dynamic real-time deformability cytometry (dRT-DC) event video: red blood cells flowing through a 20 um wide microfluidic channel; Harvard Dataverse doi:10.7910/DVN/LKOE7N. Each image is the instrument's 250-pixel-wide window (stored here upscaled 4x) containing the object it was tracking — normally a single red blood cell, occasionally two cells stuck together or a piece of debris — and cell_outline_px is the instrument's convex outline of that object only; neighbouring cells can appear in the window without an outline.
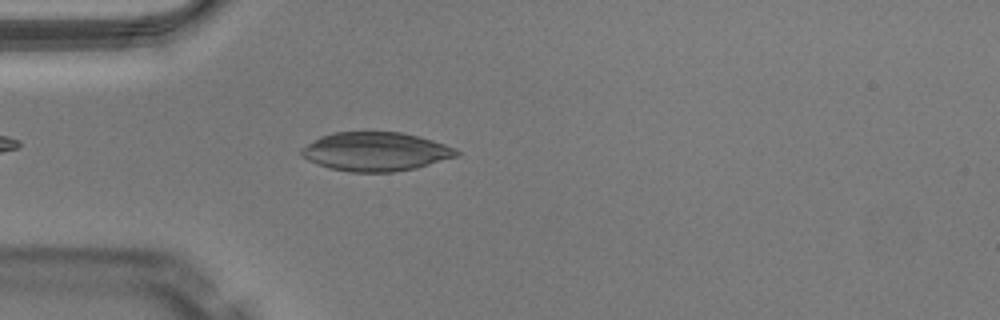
{"species": "Egyptian fruit bat (a non-hibernating species)", "species_latin": "Rousettus aegyptiacus", "temperature_condition": "warm", "stored_images_in_passage": 42, "camera_frame_rate_fps": 3000, "um_per_image_px": 0.085, "animal": {"sex": "male"}, "frame": {"image": 1, "passage_image": 7, "time_ms": 2.0, "image_size_px": [1000, 320], "cell_outline_px": [[460, 156], [416, 168], [392, 172], [348, 172], [328, 168], [308, 160], [300, 156], [300, 148], [320, 136], [332, 132], [400, 132], [432, 140], [456, 148], [460, 152]], "centroid_in_image_um": [31.91, 12.89], "position_along_channel_um": 53.1, "area_um2": 35.32}}
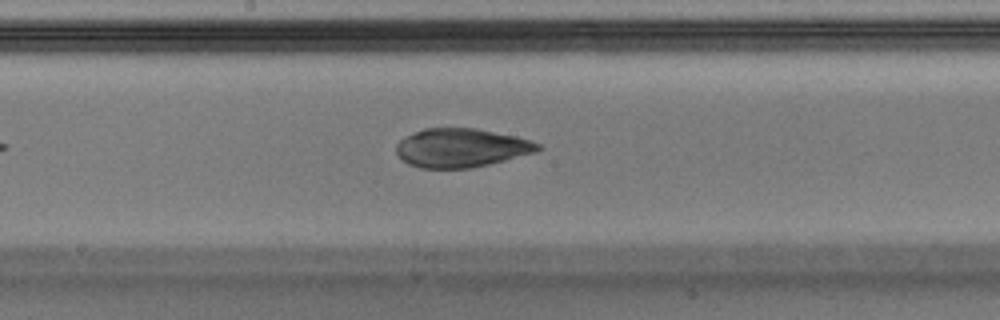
{"frame": {"image": 2, "passage_image": 19, "time_ms": 6.0, "image_size_px": [1000, 320], "cell_outline_px": [[544, 148], [536, 152], [472, 168], [420, 168], [408, 164], [396, 152], [396, 144], [404, 136], [424, 128], [476, 128], [516, 136], [532, 140], [540, 144]], "centroid_in_image_um": [39.22, 12.56], "position_along_channel_um": 209.0, "area_um2": 32.08}}